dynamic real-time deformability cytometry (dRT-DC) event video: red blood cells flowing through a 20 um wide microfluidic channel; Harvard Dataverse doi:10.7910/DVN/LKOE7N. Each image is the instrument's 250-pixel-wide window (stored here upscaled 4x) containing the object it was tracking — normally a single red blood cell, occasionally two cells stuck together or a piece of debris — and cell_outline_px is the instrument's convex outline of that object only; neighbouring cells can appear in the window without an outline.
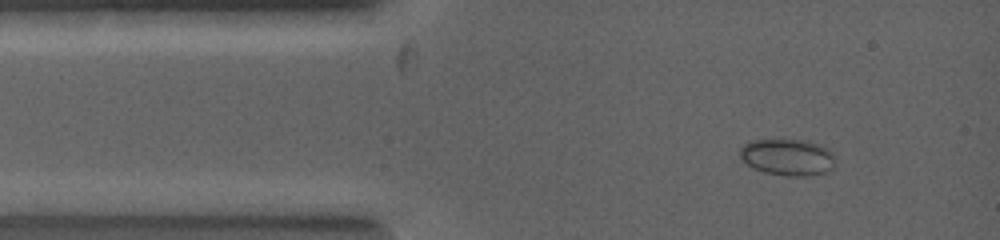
{"species": "common noctule bat (a hibernating species)", "species_latin": "Nyctalus noctula", "temperature_condition": "warm", "stored_images_in_passage": 7, "camera_frame_rate_fps": 5000, "um_per_image_px": 0.085, "animal": {"sex": "female", "body_mass_g": 19.0, "forearm_length_mm": 53.3}, "frame": {"image": 1, "passage_image": 1, "time_ms": 0.0, "image_size_px": [1000, 240], "cell_outline_px": [[836, 156], [832, 172], [808, 176], [784, 176], [764, 172], [752, 168], [740, 156], [740, 148], [744, 144], [752, 140], [808, 140], [820, 144], [828, 148]], "centroid_in_image_um": [67.02, 13.37], "position_along_channel_um": 18.0, "area_um2": 20.75}}
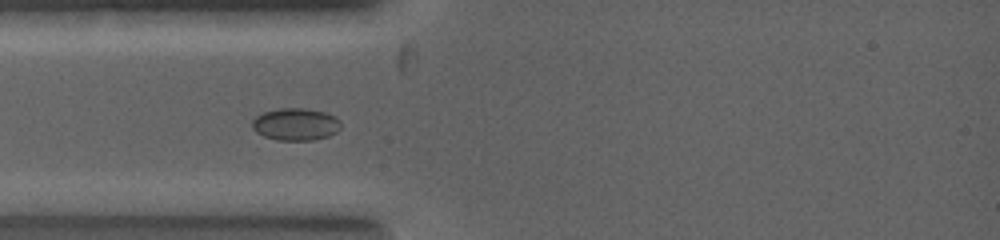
{"frame": {"image": 2, "passage_image": 3, "time_ms": 1.4, "image_size_px": [1000, 240], "cell_outline_px": [[340, 128], [336, 132], [328, 136], [312, 140], [276, 140], [264, 136], [256, 132], [252, 128], [252, 120], [256, 116], [264, 112], [280, 108], [300, 108], [324, 112], [336, 116], [340, 120]], "centroid_in_image_um": [25.12, 10.56], "position_along_channel_um": 59.9, "area_um2": 16.65}}
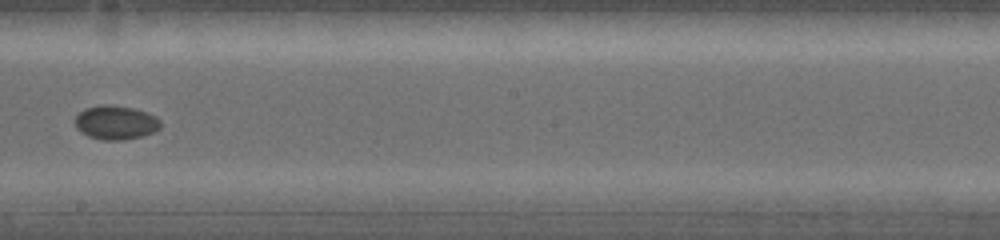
{"frame": {"image": 3, "passage_image": 7, "time_ms": 4.4, "image_size_px": [1000, 240], "cell_outline_px": [[160, 128], [144, 136], [124, 140], [100, 140], [88, 136], [80, 132], [76, 128], [76, 116], [84, 108], [132, 108], [156, 116], [160, 120]], "centroid_in_image_um": [9.85, 10.49], "position_along_channel_um": 238.3, "area_um2": 16.18}}